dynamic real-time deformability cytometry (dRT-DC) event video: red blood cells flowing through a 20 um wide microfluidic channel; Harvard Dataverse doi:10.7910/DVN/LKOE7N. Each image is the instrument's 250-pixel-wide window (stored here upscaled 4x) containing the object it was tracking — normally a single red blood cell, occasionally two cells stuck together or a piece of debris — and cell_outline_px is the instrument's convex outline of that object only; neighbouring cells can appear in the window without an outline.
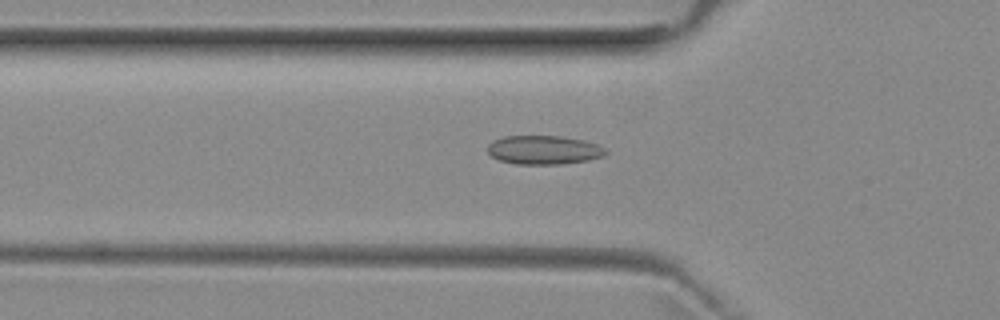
{"species": "common noctule bat (a hibernating species)", "species_latin": "Nyctalus noctula", "temperature_condition": "room temperature", "stored_images_in_passage": 38, "camera_frame_rate_fps": 3000, "um_per_image_px": 0.085, "animal": {"sex": "female", "body_mass_g": 29.2, "forearm_length_mm": 56.3}, "frame": {"image": 1, "passage_image": 4, "time_ms": 1.0, "image_size_px": [1000, 320], "cell_outline_px": [[608, 152], [604, 156], [588, 160], [560, 164], [516, 164], [500, 160], [492, 156], [488, 152], [488, 144], [492, 140], [504, 136], [560, 136], [584, 140], [596, 144], [604, 148]], "centroid_in_image_um": [46.22, 12.74], "position_along_channel_um": 79.6, "area_um2": 19.83}}
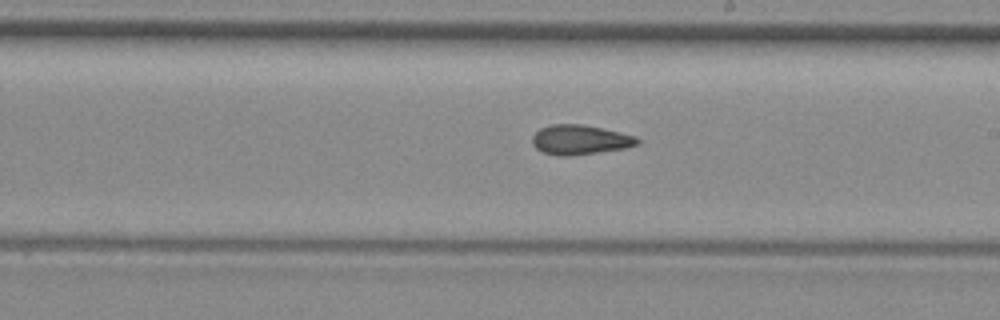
{"frame": {"image": 2, "passage_image": 16, "time_ms": 5.0, "image_size_px": [1000, 320], "cell_outline_px": [[640, 144], [624, 148], [596, 152], [564, 156], [544, 152], [536, 148], [532, 144], [532, 136], [540, 128], [552, 124], [580, 124], [600, 128], [636, 136], [640, 140]], "centroid_in_image_um": [49.29, 11.87], "position_along_channel_um": 239.7, "area_um2": 17.8}}
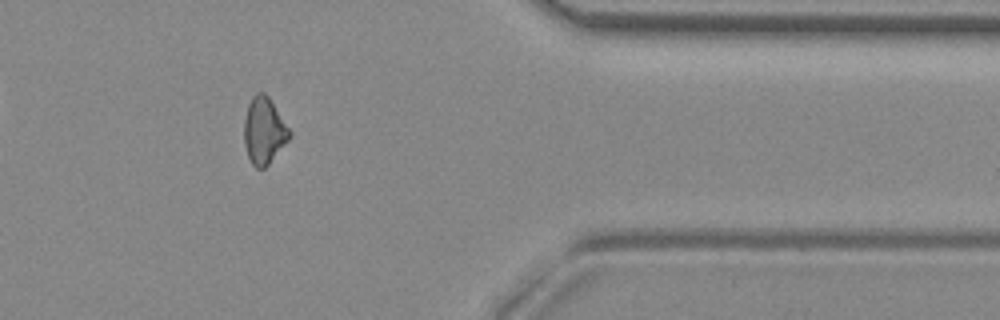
{"frame": {"image": 3, "passage_image": 29, "time_ms": 9.333, "image_size_px": [1000, 320], "cell_outline_px": [[292, 136], [268, 164], [264, 168], [256, 168], [252, 164], [248, 156], [244, 144], [244, 120], [248, 104], [252, 96], [256, 92], [264, 92], [268, 96], [292, 132]], "centroid_in_image_um": [22.44, 11.1], "position_along_channel_um": 389.0, "area_um2": 17.63}, "authors_computed_cell_mechanics": {"area_um2": 17.8024, "velocity_mm_per_s": 3.9883, "shape_relaxation_time_tau1_ms": null, "shape_relaxation_time_tau2_ms": 4.5287, "deformation_change_tau1": null, "deformation_change_tau2": 0.1036}}